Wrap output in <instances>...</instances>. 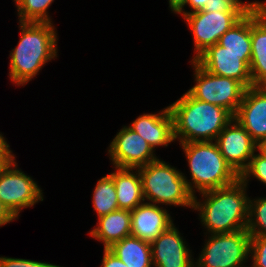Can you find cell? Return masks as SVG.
I'll use <instances>...</instances> for the list:
<instances>
[{
    "label": "cell",
    "instance_id": "obj_21",
    "mask_svg": "<svg viewBox=\"0 0 266 267\" xmlns=\"http://www.w3.org/2000/svg\"><path fill=\"white\" fill-rule=\"evenodd\" d=\"M219 45L234 54H251V9L219 39Z\"/></svg>",
    "mask_w": 266,
    "mask_h": 267
},
{
    "label": "cell",
    "instance_id": "obj_12",
    "mask_svg": "<svg viewBox=\"0 0 266 267\" xmlns=\"http://www.w3.org/2000/svg\"><path fill=\"white\" fill-rule=\"evenodd\" d=\"M175 223L151 245L153 267H195L194 252Z\"/></svg>",
    "mask_w": 266,
    "mask_h": 267
},
{
    "label": "cell",
    "instance_id": "obj_14",
    "mask_svg": "<svg viewBox=\"0 0 266 267\" xmlns=\"http://www.w3.org/2000/svg\"><path fill=\"white\" fill-rule=\"evenodd\" d=\"M257 143L266 138V86L246 89L242 102L233 116Z\"/></svg>",
    "mask_w": 266,
    "mask_h": 267
},
{
    "label": "cell",
    "instance_id": "obj_25",
    "mask_svg": "<svg viewBox=\"0 0 266 267\" xmlns=\"http://www.w3.org/2000/svg\"><path fill=\"white\" fill-rule=\"evenodd\" d=\"M255 4H266L265 1L243 0H209L202 11L206 12H248Z\"/></svg>",
    "mask_w": 266,
    "mask_h": 267
},
{
    "label": "cell",
    "instance_id": "obj_16",
    "mask_svg": "<svg viewBox=\"0 0 266 267\" xmlns=\"http://www.w3.org/2000/svg\"><path fill=\"white\" fill-rule=\"evenodd\" d=\"M170 210L143 202L131 211V235L149 243L174 224Z\"/></svg>",
    "mask_w": 266,
    "mask_h": 267
},
{
    "label": "cell",
    "instance_id": "obj_32",
    "mask_svg": "<svg viewBox=\"0 0 266 267\" xmlns=\"http://www.w3.org/2000/svg\"><path fill=\"white\" fill-rule=\"evenodd\" d=\"M16 220L17 219L10 213V211L0 201V228Z\"/></svg>",
    "mask_w": 266,
    "mask_h": 267
},
{
    "label": "cell",
    "instance_id": "obj_5",
    "mask_svg": "<svg viewBox=\"0 0 266 267\" xmlns=\"http://www.w3.org/2000/svg\"><path fill=\"white\" fill-rule=\"evenodd\" d=\"M142 180L145 202L166 207L193 210L194 195L190 192L183 172L163 159H156L137 168Z\"/></svg>",
    "mask_w": 266,
    "mask_h": 267
},
{
    "label": "cell",
    "instance_id": "obj_35",
    "mask_svg": "<svg viewBox=\"0 0 266 267\" xmlns=\"http://www.w3.org/2000/svg\"><path fill=\"white\" fill-rule=\"evenodd\" d=\"M15 4V7H17L23 0H12Z\"/></svg>",
    "mask_w": 266,
    "mask_h": 267
},
{
    "label": "cell",
    "instance_id": "obj_7",
    "mask_svg": "<svg viewBox=\"0 0 266 267\" xmlns=\"http://www.w3.org/2000/svg\"><path fill=\"white\" fill-rule=\"evenodd\" d=\"M189 63L194 70V85L186 91L193 98L225 108L234 116L247 88L236 79L209 73L196 61Z\"/></svg>",
    "mask_w": 266,
    "mask_h": 267
},
{
    "label": "cell",
    "instance_id": "obj_33",
    "mask_svg": "<svg viewBox=\"0 0 266 267\" xmlns=\"http://www.w3.org/2000/svg\"><path fill=\"white\" fill-rule=\"evenodd\" d=\"M187 0H168V7L171 13L176 14L186 3Z\"/></svg>",
    "mask_w": 266,
    "mask_h": 267
},
{
    "label": "cell",
    "instance_id": "obj_30",
    "mask_svg": "<svg viewBox=\"0 0 266 267\" xmlns=\"http://www.w3.org/2000/svg\"><path fill=\"white\" fill-rule=\"evenodd\" d=\"M100 267H128L108 248H103V256Z\"/></svg>",
    "mask_w": 266,
    "mask_h": 267
},
{
    "label": "cell",
    "instance_id": "obj_1",
    "mask_svg": "<svg viewBox=\"0 0 266 267\" xmlns=\"http://www.w3.org/2000/svg\"><path fill=\"white\" fill-rule=\"evenodd\" d=\"M20 37L9 52L8 77L13 86H26L46 64L58 58V30L55 24L17 22Z\"/></svg>",
    "mask_w": 266,
    "mask_h": 267
},
{
    "label": "cell",
    "instance_id": "obj_24",
    "mask_svg": "<svg viewBox=\"0 0 266 267\" xmlns=\"http://www.w3.org/2000/svg\"><path fill=\"white\" fill-rule=\"evenodd\" d=\"M250 236H266V197H249L248 225Z\"/></svg>",
    "mask_w": 266,
    "mask_h": 267
},
{
    "label": "cell",
    "instance_id": "obj_23",
    "mask_svg": "<svg viewBox=\"0 0 266 267\" xmlns=\"http://www.w3.org/2000/svg\"><path fill=\"white\" fill-rule=\"evenodd\" d=\"M55 0H23L17 7L19 22H36L54 24L49 8Z\"/></svg>",
    "mask_w": 266,
    "mask_h": 267
},
{
    "label": "cell",
    "instance_id": "obj_8",
    "mask_svg": "<svg viewBox=\"0 0 266 267\" xmlns=\"http://www.w3.org/2000/svg\"><path fill=\"white\" fill-rule=\"evenodd\" d=\"M43 191L32 176L19 168L16 157L0 173V201L17 220L25 208L44 200Z\"/></svg>",
    "mask_w": 266,
    "mask_h": 267
},
{
    "label": "cell",
    "instance_id": "obj_2",
    "mask_svg": "<svg viewBox=\"0 0 266 267\" xmlns=\"http://www.w3.org/2000/svg\"><path fill=\"white\" fill-rule=\"evenodd\" d=\"M249 188L240 178L232 185L208 190L194 196L193 210L204 235L246 230L248 225ZM248 193V194H247ZM197 211V212H196Z\"/></svg>",
    "mask_w": 266,
    "mask_h": 267
},
{
    "label": "cell",
    "instance_id": "obj_10",
    "mask_svg": "<svg viewBox=\"0 0 266 267\" xmlns=\"http://www.w3.org/2000/svg\"><path fill=\"white\" fill-rule=\"evenodd\" d=\"M112 167L137 169L158 159L155 151L138 133L122 125L106 150Z\"/></svg>",
    "mask_w": 266,
    "mask_h": 267
},
{
    "label": "cell",
    "instance_id": "obj_26",
    "mask_svg": "<svg viewBox=\"0 0 266 267\" xmlns=\"http://www.w3.org/2000/svg\"><path fill=\"white\" fill-rule=\"evenodd\" d=\"M239 178L247 186L254 179L266 186V158L255 152L248 167L241 173Z\"/></svg>",
    "mask_w": 266,
    "mask_h": 267
},
{
    "label": "cell",
    "instance_id": "obj_22",
    "mask_svg": "<svg viewBox=\"0 0 266 267\" xmlns=\"http://www.w3.org/2000/svg\"><path fill=\"white\" fill-rule=\"evenodd\" d=\"M93 190L92 207L97 218L119 209L115 184L109 173L98 179Z\"/></svg>",
    "mask_w": 266,
    "mask_h": 267
},
{
    "label": "cell",
    "instance_id": "obj_17",
    "mask_svg": "<svg viewBox=\"0 0 266 267\" xmlns=\"http://www.w3.org/2000/svg\"><path fill=\"white\" fill-rule=\"evenodd\" d=\"M251 48L252 87L266 86V4L251 8Z\"/></svg>",
    "mask_w": 266,
    "mask_h": 267
},
{
    "label": "cell",
    "instance_id": "obj_20",
    "mask_svg": "<svg viewBox=\"0 0 266 267\" xmlns=\"http://www.w3.org/2000/svg\"><path fill=\"white\" fill-rule=\"evenodd\" d=\"M108 249L128 267H153L150 243L136 236H126Z\"/></svg>",
    "mask_w": 266,
    "mask_h": 267
},
{
    "label": "cell",
    "instance_id": "obj_15",
    "mask_svg": "<svg viewBox=\"0 0 266 267\" xmlns=\"http://www.w3.org/2000/svg\"><path fill=\"white\" fill-rule=\"evenodd\" d=\"M127 126L144 138L155 152L158 147L166 148L175 143L169 105L157 113H143Z\"/></svg>",
    "mask_w": 266,
    "mask_h": 267
},
{
    "label": "cell",
    "instance_id": "obj_4",
    "mask_svg": "<svg viewBox=\"0 0 266 267\" xmlns=\"http://www.w3.org/2000/svg\"><path fill=\"white\" fill-rule=\"evenodd\" d=\"M179 146L186 158L190 179L187 174H182L194 196L232 185L239 179V175L225 161L216 141L179 143Z\"/></svg>",
    "mask_w": 266,
    "mask_h": 267
},
{
    "label": "cell",
    "instance_id": "obj_13",
    "mask_svg": "<svg viewBox=\"0 0 266 267\" xmlns=\"http://www.w3.org/2000/svg\"><path fill=\"white\" fill-rule=\"evenodd\" d=\"M225 161L240 176L256 152V142L233 118L215 140Z\"/></svg>",
    "mask_w": 266,
    "mask_h": 267
},
{
    "label": "cell",
    "instance_id": "obj_3",
    "mask_svg": "<svg viewBox=\"0 0 266 267\" xmlns=\"http://www.w3.org/2000/svg\"><path fill=\"white\" fill-rule=\"evenodd\" d=\"M175 143L215 141L233 115L220 106L193 98L188 92L169 104Z\"/></svg>",
    "mask_w": 266,
    "mask_h": 267
},
{
    "label": "cell",
    "instance_id": "obj_18",
    "mask_svg": "<svg viewBox=\"0 0 266 267\" xmlns=\"http://www.w3.org/2000/svg\"><path fill=\"white\" fill-rule=\"evenodd\" d=\"M90 238L101 242L103 248L131 235V211L118 209L97 218V224L88 232Z\"/></svg>",
    "mask_w": 266,
    "mask_h": 267
},
{
    "label": "cell",
    "instance_id": "obj_6",
    "mask_svg": "<svg viewBox=\"0 0 266 267\" xmlns=\"http://www.w3.org/2000/svg\"><path fill=\"white\" fill-rule=\"evenodd\" d=\"M204 236L195 267H247L251 240L247 230Z\"/></svg>",
    "mask_w": 266,
    "mask_h": 267
},
{
    "label": "cell",
    "instance_id": "obj_27",
    "mask_svg": "<svg viewBox=\"0 0 266 267\" xmlns=\"http://www.w3.org/2000/svg\"><path fill=\"white\" fill-rule=\"evenodd\" d=\"M250 267H266V236H251Z\"/></svg>",
    "mask_w": 266,
    "mask_h": 267
},
{
    "label": "cell",
    "instance_id": "obj_29",
    "mask_svg": "<svg viewBox=\"0 0 266 267\" xmlns=\"http://www.w3.org/2000/svg\"><path fill=\"white\" fill-rule=\"evenodd\" d=\"M6 136L2 134L0 136V173L11 163L16 157L13 150L10 148V144L6 140Z\"/></svg>",
    "mask_w": 266,
    "mask_h": 267
},
{
    "label": "cell",
    "instance_id": "obj_34",
    "mask_svg": "<svg viewBox=\"0 0 266 267\" xmlns=\"http://www.w3.org/2000/svg\"><path fill=\"white\" fill-rule=\"evenodd\" d=\"M256 152L262 157L266 158V138L259 140L256 143Z\"/></svg>",
    "mask_w": 266,
    "mask_h": 267
},
{
    "label": "cell",
    "instance_id": "obj_11",
    "mask_svg": "<svg viewBox=\"0 0 266 267\" xmlns=\"http://www.w3.org/2000/svg\"><path fill=\"white\" fill-rule=\"evenodd\" d=\"M250 60L251 54H234L217 43L195 61L209 73L236 79L249 88L252 87Z\"/></svg>",
    "mask_w": 266,
    "mask_h": 267
},
{
    "label": "cell",
    "instance_id": "obj_19",
    "mask_svg": "<svg viewBox=\"0 0 266 267\" xmlns=\"http://www.w3.org/2000/svg\"><path fill=\"white\" fill-rule=\"evenodd\" d=\"M109 174L115 184L119 209L132 211L144 202L142 180L138 169L117 168Z\"/></svg>",
    "mask_w": 266,
    "mask_h": 267
},
{
    "label": "cell",
    "instance_id": "obj_28",
    "mask_svg": "<svg viewBox=\"0 0 266 267\" xmlns=\"http://www.w3.org/2000/svg\"><path fill=\"white\" fill-rule=\"evenodd\" d=\"M0 267H64L50 262L0 255Z\"/></svg>",
    "mask_w": 266,
    "mask_h": 267
},
{
    "label": "cell",
    "instance_id": "obj_9",
    "mask_svg": "<svg viewBox=\"0 0 266 267\" xmlns=\"http://www.w3.org/2000/svg\"><path fill=\"white\" fill-rule=\"evenodd\" d=\"M247 12H206L195 11L184 15L193 38V56L195 61L209 47L219 42L220 37L234 26Z\"/></svg>",
    "mask_w": 266,
    "mask_h": 267
},
{
    "label": "cell",
    "instance_id": "obj_31",
    "mask_svg": "<svg viewBox=\"0 0 266 267\" xmlns=\"http://www.w3.org/2000/svg\"><path fill=\"white\" fill-rule=\"evenodd\" d=\"M208 1L209 0H187L184 6L175 15H180L183 17L186 14L202 10ZM186 6L190 8L189 11L185 9Z\"/></svg>",
    "mask_w": 266,
    "mask_h": 267
}]
</instances>
